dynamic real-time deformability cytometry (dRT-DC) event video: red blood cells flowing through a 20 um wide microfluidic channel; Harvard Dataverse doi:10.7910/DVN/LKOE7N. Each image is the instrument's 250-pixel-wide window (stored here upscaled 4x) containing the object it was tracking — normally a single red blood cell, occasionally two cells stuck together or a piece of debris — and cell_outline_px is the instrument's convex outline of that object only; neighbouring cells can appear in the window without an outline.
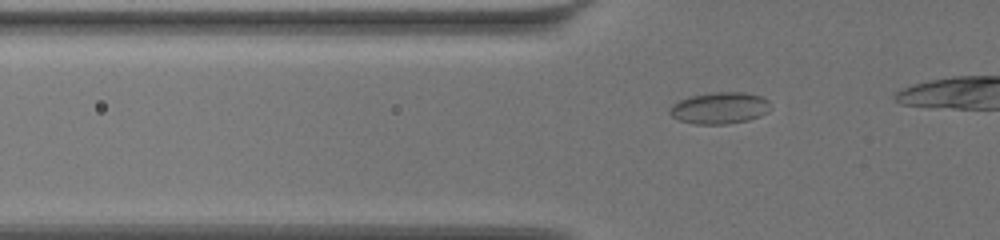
{"species": "common noctule bat (a hibernating species)", "species_latin": "Nyctalus noctula", "temperature_condition": "warm", "stored_images_in_passage": 14, "camera_frame_rate_fps": 3000, "um_per_image_px": 0.085, "animal": {"sex": "female", "body_mass_g": 19.5, "forearm_length_mm": 54.1}, "frame": {"image": 1, "passage_image": 8, "time_ms": 2.333, "image_size_px": [1000, 240], "cell_outline_px": [[772, 108], [768, 112], [760, 116], [748, 120], [728, 124], [696, 124], [680, 120], [672, 116], [668, 112], [668, 108], [680, 100], [692, 96], [716, 92], [740, 92], [760, 96], [768, 100]], "centroid_in_image_um": [61.2, 9.19], "position_along_channel_um": 64.6, "area_um2": 18.5}}
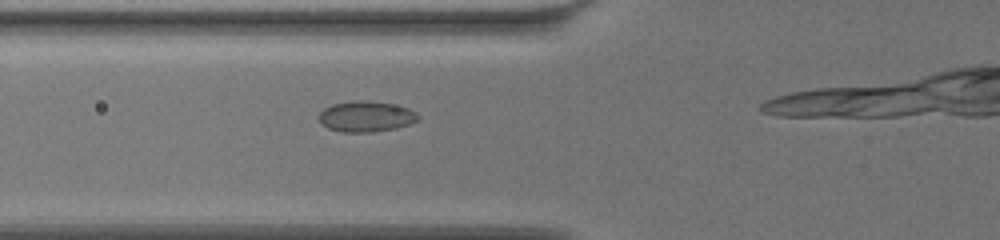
{"frame": {"image": 2, "passage_image": 10, "time_ms": 3.0, "image_size_px": [1000, 240], "cell_outline_px": [[420, 116], [416, 120], [408, 124], [396, 128], [368, 132], [344, 132], [328, 128], [320, 120], [320, 112], [324, 108], [332, 104], [352, 100], [364, 100], [392, 104], [408, 108], [416, 112]], "centroid_in_image_um": [31.11, 9.89], "position_along_channel_um": 94.7, "area_um2": 17.51}}